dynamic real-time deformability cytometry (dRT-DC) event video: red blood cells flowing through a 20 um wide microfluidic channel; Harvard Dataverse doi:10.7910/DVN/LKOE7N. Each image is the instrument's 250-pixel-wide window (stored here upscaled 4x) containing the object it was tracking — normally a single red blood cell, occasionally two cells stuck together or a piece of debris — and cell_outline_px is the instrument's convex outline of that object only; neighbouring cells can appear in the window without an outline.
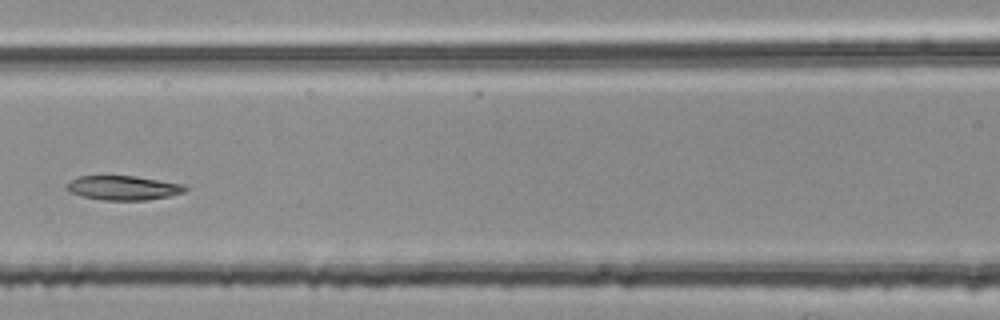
{"species": "common noctule bat (a hibernating species)", "species_latin": "Nyctalus noctula", "temperature_condition": "room temperature", "stored_images_in_passage": 7, "camera_frame_rate_fps": 3000, "um_per_image_px": 0.085, "animal": {"sex": "female", "body_mass_g": 25.1}, "frame": {"image": 1, "passage_image": 5, "time_ms": 1.333, "image_size_px": [1000, 320], "cell_outline_px": [[188, 188], [184, 192], [168, 196], [148, 200], [104, 200], [84, 196], [68, 192], [64, 184], [80, 176], [136, 176], [184, 184]], "centroid_in_image_um": [10.48, 15.96], "position_along_channel_um": 156.1, "area_um2": 16.76}}
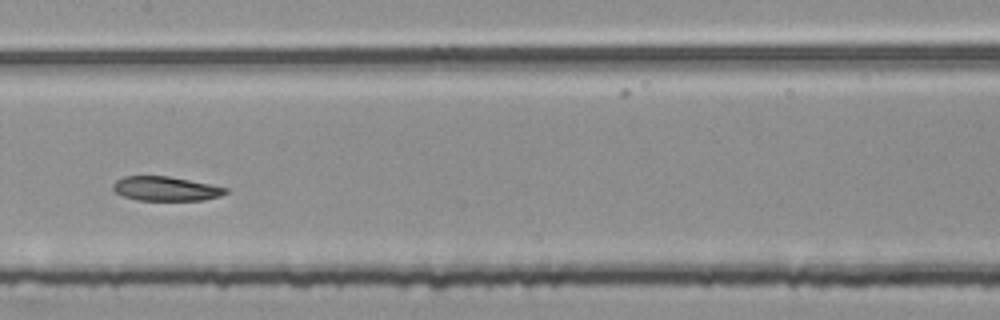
{"frame": {"image": 2, "passage_image": 6, "time_ms": 1.667, "image_size_px": [1000, 320], "cell_outline_px": [[228, 192], [220, 196], [204, 200], [136, 200], [124, 196], [116, 192], [112, 188], [112, 184], [116, 180], [124, 176], [168, 176], [228, 188]], "centroid_in_image_um": [14.07, 16.04], "position_along_channel_um": 193.3, "area_um2": 15.84}}
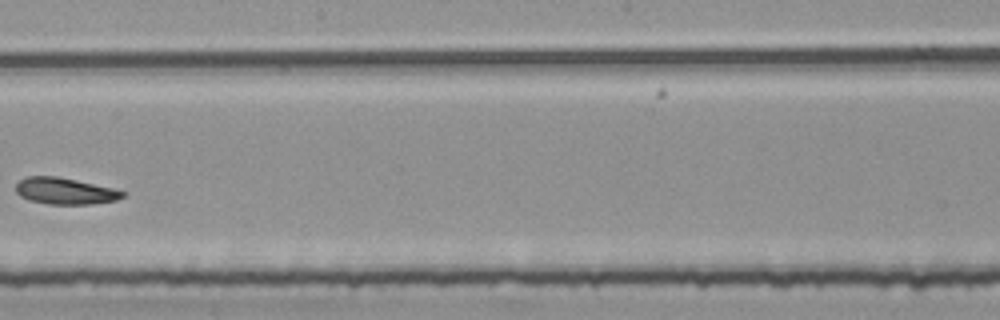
{"frame": {"image": 3, "passage_image": 7, "time_ms": 2.0, "image_size_px": [1000, 320], "cell_outline_px": [[124, 196], [116, 200], [92, 204], [48, 204], [28, 200], [20, 196], [16, 192], [16, 184], [20, 180], [28, 176], [56, 176], [76, 180], [112, 188], [124, 192]], "centroid_in_image_um": [5.49, 16.24], "position_along_channel_um": 242.7, "area_um2": 16.36}}